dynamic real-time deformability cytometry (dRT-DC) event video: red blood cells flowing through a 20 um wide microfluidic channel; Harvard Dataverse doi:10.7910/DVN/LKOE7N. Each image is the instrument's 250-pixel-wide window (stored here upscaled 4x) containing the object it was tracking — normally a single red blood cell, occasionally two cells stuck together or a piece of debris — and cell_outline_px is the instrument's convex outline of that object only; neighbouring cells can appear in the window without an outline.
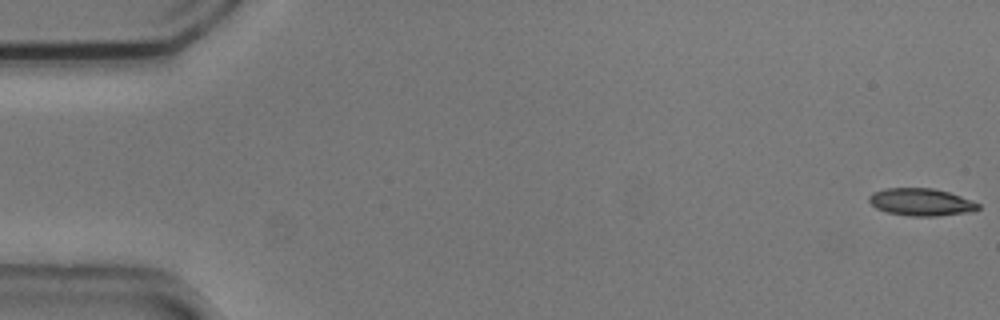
{"species": "common noctule bat (a hibernating species)", "species_latin": "Nyctalus noctula", "temperature_condition": "cold", "stored_images_in_passage": 54, "camera_frame_rate_fps": 3000, "um_per_image_px": 0.085, "animal": {"sex": "male", "body_mass_g": 20.5, "forearm_length_mm": 52.5}, "frame": {"image": 1, "passage_image": 1, "time_ms": 0.0, "image_size_px": [1000, 320], "cell_outline_px": [[980, 208], [972, 212], [936, 216], [908, 216], [884, 212], [876, 208], [868, 200], [868, 196], [872, 192], [884, 188], [932, 188], [948, 192], [972, 200], [980, 204]], "centroid_in_image_um": [78.27, 17.18], "position_along_channel_um": 6.7, "area_um2": 17.63}}
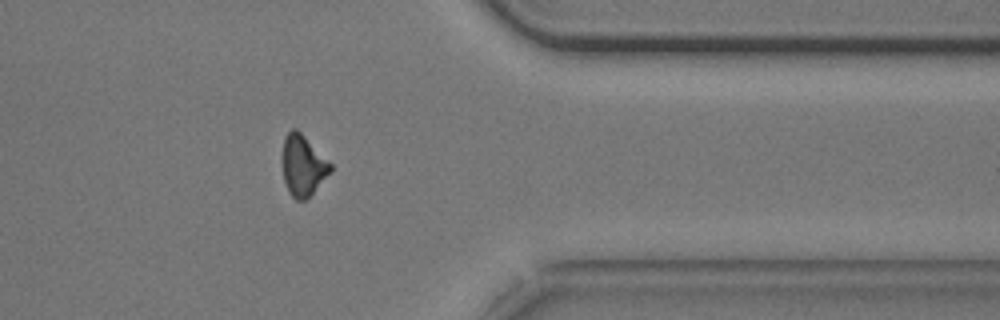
{"frame": {"image": 2, "passage_image": 44, "time_ms": 14.333, "image_size_px": [1000, 320], "cell_outline_px": [[332, 172], [304, 200], [296, 200], [288, 192], [284, 180], [280, 160], [284, 136], [292, 128], [296, 128], [332, 164]], "centroid_in_image_um": [25.71, 14.05], "position_along_channel_um": 385.7, "area_um2": 17.22}}
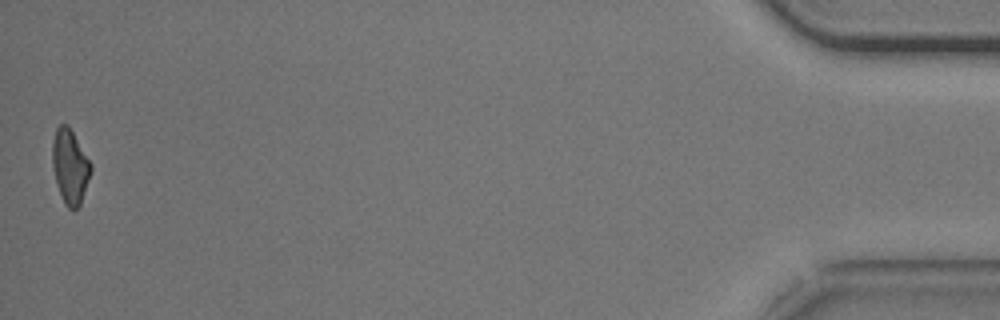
{"frame": {"image": 3, "passage_image": 54, "time_ms": 17.667, "image_size_px": [1000, 320], "cell_outline_px": [[92, 172], [80, 204], [76, 208], [68, 208], [64, 204], [56, 180], [52, 164], [52, 144], [56, 128], [60, 124], [68, 124], [92, 164]], "centroid_in_image_um": [5.96, 14.12], "position_along_channel_um": 429.2, "area_um2": 16.59}, "authors_computed_cell_mechanics": {"area_um2": 17.7446, "velocity_mm_per_s": 3.7377, "shape_relaxation_time_tau1_ms": 4.3927, "shape_relaxation_time_tau2_ms": null, "deformation_change_tau1": 0.14, "deformation_change_tau2": null}}